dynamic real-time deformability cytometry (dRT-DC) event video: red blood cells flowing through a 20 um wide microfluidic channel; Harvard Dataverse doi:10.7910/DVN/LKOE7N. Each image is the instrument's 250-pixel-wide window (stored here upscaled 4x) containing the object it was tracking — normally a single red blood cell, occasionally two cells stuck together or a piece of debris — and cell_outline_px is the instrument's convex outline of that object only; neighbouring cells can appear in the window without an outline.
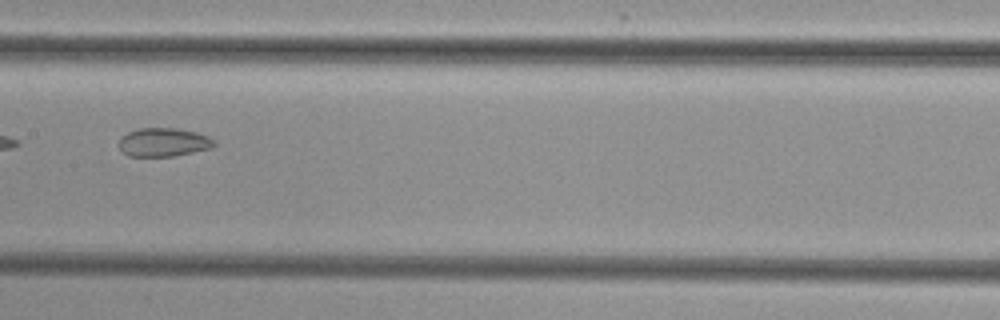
{"species": "common noctule bat (a hibernating species)", "species_latin": "Nyctalus noctula", "temperature_condition": "cold", "stored_images_in_passage": 7, "camera_frame_rate_fps": 3000, "um_per_image_px": 0.085, "animal": {"sex": "female", "body_mass_g": 29.2, "forearm_length_mm": 56.3}, "frame": {"image": 1, "passage_image": 7, "time_ms": 8.333, "image_size_px": [1000, 320], "cell_outline_px": [[216, 144], [212, 148], [172, 156], [128, 156], [120, 148], [120, 140], [128, 132], [140, 128], [176, 128], [196, 132], [208, 136]], "centroid_in_image_um": [13.92, 12.09], "position_along_channel_um": 193.5, "area_um2": 15.61}}